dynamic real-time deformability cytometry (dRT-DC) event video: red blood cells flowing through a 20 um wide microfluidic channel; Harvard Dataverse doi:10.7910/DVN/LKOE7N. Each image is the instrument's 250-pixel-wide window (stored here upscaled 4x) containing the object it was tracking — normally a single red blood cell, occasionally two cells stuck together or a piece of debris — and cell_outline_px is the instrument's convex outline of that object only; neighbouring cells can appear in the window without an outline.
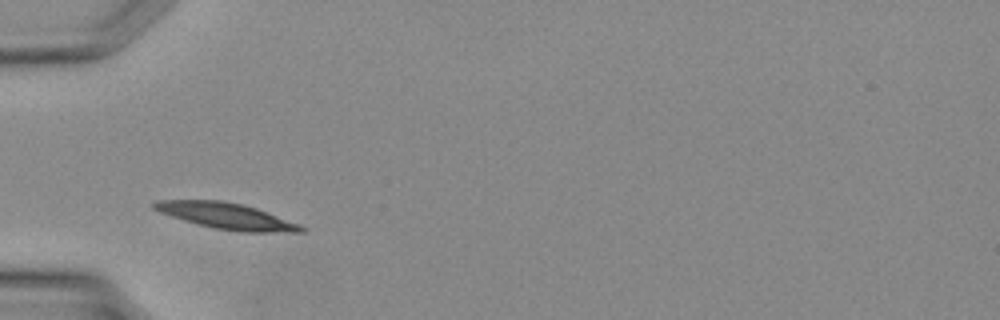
{"species": "Egyptian fruit bat (a non-hibernating species)", "species_latin": "Rousettus aegyptiacus", "temperature_condition": "warm", "stored_images_in_passage": 23, "camera_frame_rate_fps": 3000, "um_per_image_px": 0.085, "animal": {"sex": "female"}, "frame": {"image": 1, "passage_image": 4, "time_ms": 1.0, "image_size_px": [1000, 320], "cell_outline_px": [[308, 228], [304, 232], [244, 232], [216, 228], [196, 224], [160, 212], [152, 208], [148, 204], [156, 200], [220, 200], [240, 204], [256, 208], [300, 224]], "centroid_in_image_um": [19.24, 18.36], "position_along_channel_um": 65.8, "area_um2": 22.31}}
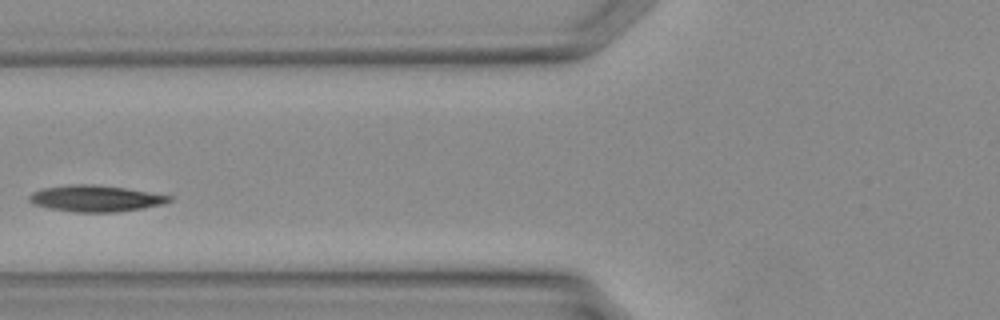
{"frame": {"image": 2, "passage_image": 7, "time_ms": 2.0, "image_size_px": [1000, 320], "cell_outline_px": [[172, 200], [164, 204], [144, 208], [116, 212], [72, 212], [48, 208], [32, 204], [28, 200], [28, 196], [32, 192], [40, 188], [68, 184], [92, 184], [124, 188], [172, 196]], "centroid_in_image_um": [8.07, 16.87], "position_along_channel_um": 117.7, "area_um2": 21.68}}